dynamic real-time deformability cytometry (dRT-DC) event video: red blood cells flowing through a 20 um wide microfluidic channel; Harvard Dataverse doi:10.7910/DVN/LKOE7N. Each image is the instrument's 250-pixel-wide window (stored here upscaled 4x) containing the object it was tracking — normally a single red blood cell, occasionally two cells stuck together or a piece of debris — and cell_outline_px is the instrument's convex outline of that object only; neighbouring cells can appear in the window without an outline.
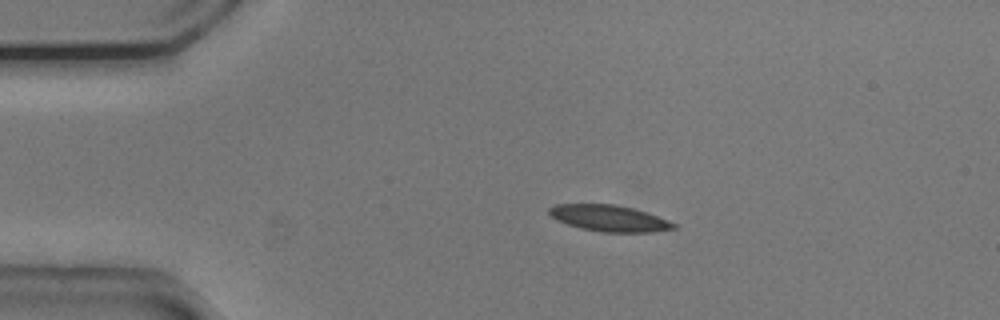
{"species": "common noctule bat (a hibernating species)", "species_latin": "Nyctalus noctula", "temperature_condition": "cold", "stored_images_in_passage": 13, "camera_frame_rate_fps": 3000, "um_per_image_px": 0.085, "animal": {"sex": "male", "body_mass_g": 20.5, "forearm_length_mm": 52.5}, "frame": {"image": 1, "passage_image": 1, "time_ms": 0.0, "image_size_px": [1000, 320], "cell_outline_px": [[676, 228], [652, 232], [604, 232], [580, 228], [556, 220], [548, 212], [548, 208], [556, 204], [616, 204], [632, 208], [668, 220], [676, 224]], "centroid_in_image_um": [51.76, 18.55], "position_along_channel_um": 33.2, "area_um2": 18.9}}
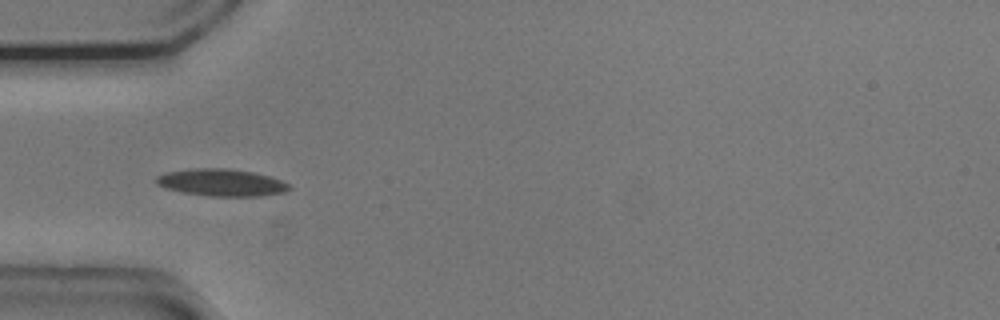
{"frame": {"image": 2, "passage_image": 7, "time_ms": 2.0, "image_size_px": [1000, 320], "cell_outline_px": [[292, 188], [284, 192], [260, 196], [208, 196], [184, 192], [168, 188], [156, 184], [156, 176], [164, 172], [192, 168], [228, 168], [252, 172], [272, 176], [288, 184]], "centroid_in_image_um": [18.83, 15.5], "position_along_channel_um": 66.2, "area_um2": 21.04}}
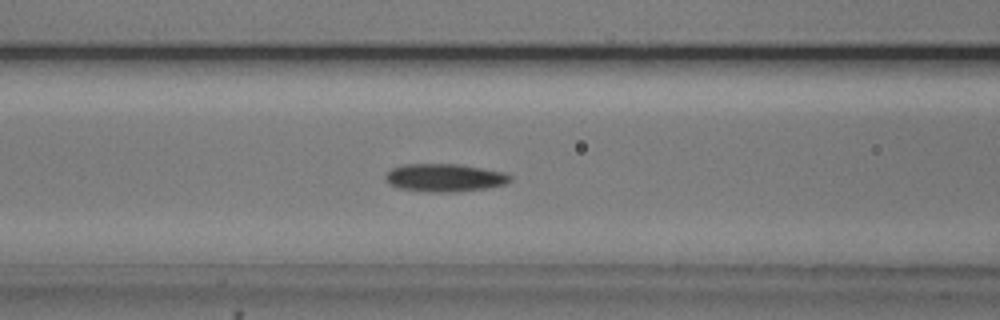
{"frame": {"image": 3, "passage_image": 12, "time_ms": 3.667, "image_size_px": [1000, 320], "cell_outline_px": [[512, 180], [504, 184], [484, 188], [452, 192], [428, 192], [400, 188], [392, 184], [384, 176], [392, 168], [404, 164], [460, 164], [504, 172], [512, 176]], "centroid_in_image_um": [37.82, 15.09], "position_along_channel_um": 128.8, "area_um2": 20.06}}